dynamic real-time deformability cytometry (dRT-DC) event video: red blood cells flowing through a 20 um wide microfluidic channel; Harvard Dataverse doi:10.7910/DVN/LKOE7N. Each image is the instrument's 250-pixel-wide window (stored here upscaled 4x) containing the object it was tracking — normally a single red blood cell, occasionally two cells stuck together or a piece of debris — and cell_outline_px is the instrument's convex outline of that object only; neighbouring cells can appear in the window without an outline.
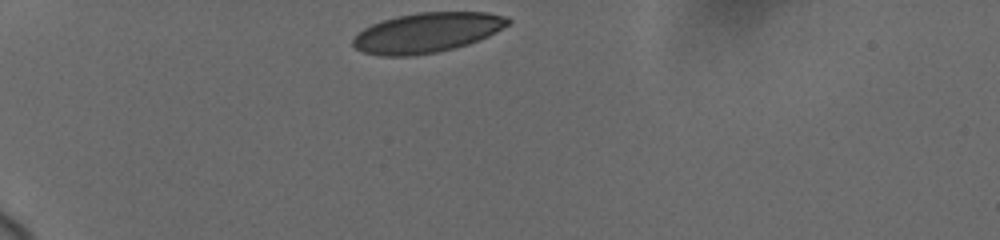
{"species": "human", "species_latin": "Homo sapiens", "temperature_condition": "cold", "stored_images_in_passage": 7, "camera_frame_rate_fps": 3000, "um_per_image_px": 0.085, "donor": {"sex": "female"}, "frame": {"image": 1, "passage_image": 1, "time_ms": 0.0, "image_size_px": [1000, 240], "cell_outline_px": [[512, 20], [508, 24], [496, 32], [480, 40], [468, 44], [436, 52], [408, 56], [380, 56], [364, 52], [356, 48], [352, 44], [352, 40], [364, 28], [372, 24], [396, 16], [416, 12], [488, 12], [508, 16]], "centroid_in_image_um": [36.32, 2.76], "position_along_channel_um": 48.7, "area_um2": 35.95}}
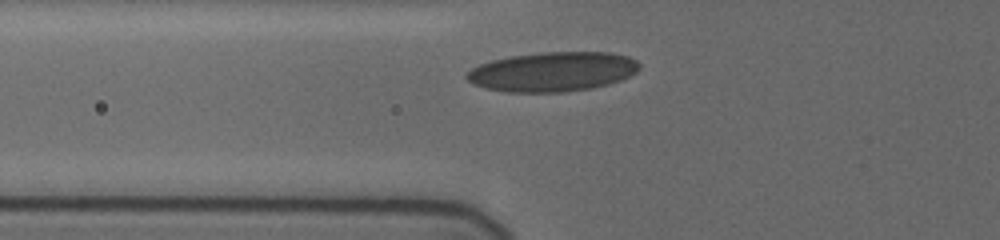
{"frame": {"image": 2, "passage_image": 4, "time_ms": 2.0, "image_size_px": [1000, 240], "cell_outline_px": [[640, 68], [636, 72], [620, 80], [608, 84], [592, 88], [564, 92], [508, 92], [484, 88], [468, 80], [464, 76], [472, 68], [480, 64], [492, 60], [512, 56], [540, 52], [612, 52], [628, 56], [636, 60], [640, 64]], "centroid_in_image_um": [46.99, 6.09], "position_along_channel_um": 78.8, "area_um2": 39.77}}
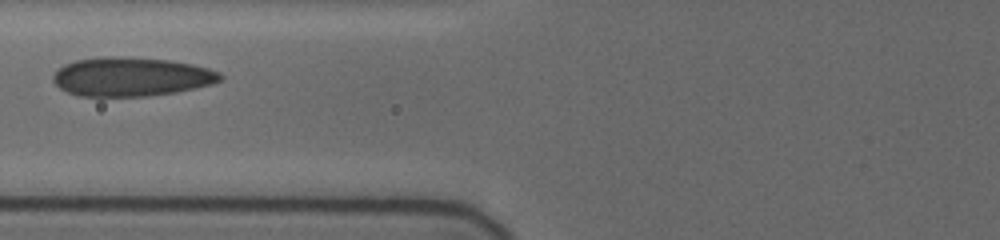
{"frame": {"image": 3, "passage_image": 6, "time_ms": 3.0, "image_size_px": [1000, 240], "cell_outline_px": [[224, 76], [220, 80], [212, 84], [196, 88], [176, 92], [148, 96], [76, 96], [60, 88], [52, 80], [52, 76], [64, 64], [76, 60], [100, 56], [116, 56], [168, 60], [192, 64], [208, 68], [220, 72]], "centroid_in_image_um": [11.15, 6.52], "position_along_channel_um": 114.6, "area_um2": 38.03}}